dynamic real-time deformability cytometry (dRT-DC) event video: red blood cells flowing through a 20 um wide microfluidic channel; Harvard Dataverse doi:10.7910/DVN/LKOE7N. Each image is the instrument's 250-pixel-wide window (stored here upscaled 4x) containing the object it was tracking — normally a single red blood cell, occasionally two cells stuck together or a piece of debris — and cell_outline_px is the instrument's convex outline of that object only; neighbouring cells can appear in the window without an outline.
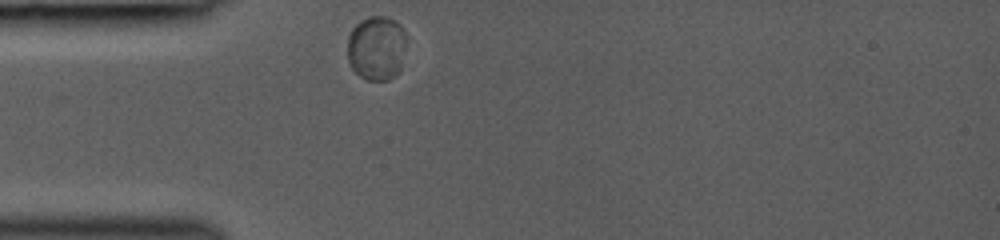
{"species": "common noctule bat (a hibernating species)", "species_latin": "Nyctalus noctula", "temperature_condition": "room temperature", "stored_images_in_passage": 3, "camera_frame_rate_fps": 3000, "um_per_image_px": 0.085, "animal": {"sex": "female", "body_mass_g": 19.0, "forearm_length_mm": 53.3}, "frame": {"image": 1, "passage_image": 1, "time_ms": 0.0, "image_size_px": [1000, 240], "cell_outline_px": [[404, 40], [400, 68], [388, 80], [368, 80], [360, 76], [352, 68], [348, 60], [348, 36], [352, 28], [356, 24], [372, 16], [384, 16], [396, 20], [400, 24], [404, 32]], "centroid_in_image_um": [31.97, 4.07], "position_along_channel_um": 53.0, "area_um2": 21.68}}
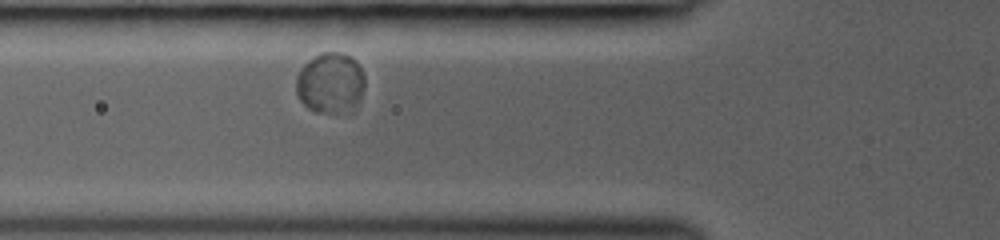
{"frame": {"image": 2, "passage_image": 3, "time_ms": 1.333, "image_size_px": [1000, 240], "cell_outline_px": [[364, 88], [356, 112], [348, 116], [316, 112], [308, 108], [300, 100], [296, 92], [296, 76], [304, 64], [308, 60], [320, 52], [340, 52], [352, 56], [356, 60], [364, 76]], "centroid_in_image_um": [28.13, 7.12], "position_along_channel_um": 97.7, "area_um2": 25.37}}